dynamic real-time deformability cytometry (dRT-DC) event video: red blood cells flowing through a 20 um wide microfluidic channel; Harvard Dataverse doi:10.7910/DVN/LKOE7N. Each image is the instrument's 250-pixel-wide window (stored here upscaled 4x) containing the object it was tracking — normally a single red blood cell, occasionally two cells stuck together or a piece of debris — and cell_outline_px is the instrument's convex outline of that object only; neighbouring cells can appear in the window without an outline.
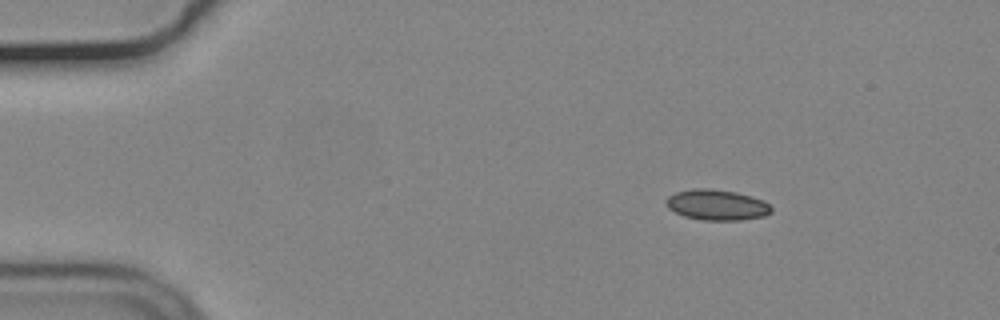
{"species": "common noctule bat (a hibernating species)", "species_latin": "Nyctalus noctula", "temperature_condition": "cold", "stored_images_in_passage": 48, "camera_frame_rate_fps": 3000, "um_per_image_px": 0.085, "animal": {"sex": "male", "body_mass_g": 19.2, "forearm_length_mm": 51.8}, "frame": {"image": 1, "passage_image": 1, "time_ms": 0.0, "image_size_px": [1000, 320], "cell_outline_px": [[772, 212], [764, 216], [740, 220], [704, 220], [684, 216], [668, 208], [664, 200], [668, 196], [676, 192], [692, 188], [712, 188], [736, 192], [752, 196], [764, 200], [772, 208]], "centroid_in_image_um": [60.93, 17.4], "position_along_channel_um": 24.1, "area_um2": 18.9}}
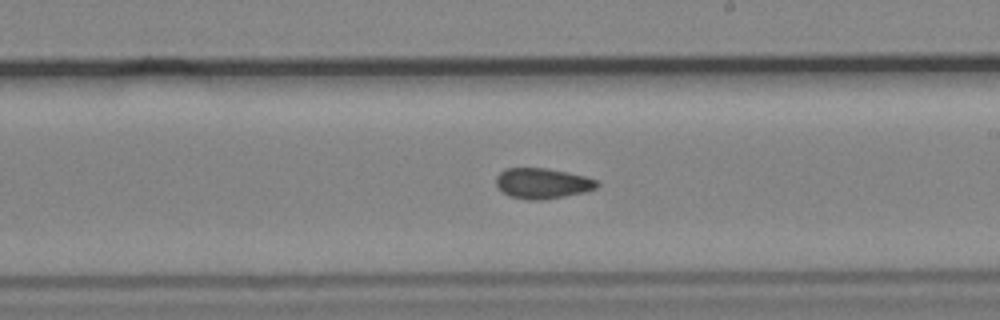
{"frame": {"image": 2, "passage_image": 25, "time_ms": 8.0, "image_size_px": [1000, 320], "cell_outline_px": [[600, 184], [596, 188], [584, 192], [564, 196], [540, 200], [528, 200], [508, 196], [496, 188], [496, 176], [504, 168], [544, 168], [568, 172], [584, 176], [596, 180]], "centroid_in_image_um": [46.06, 15.59], "position_along_channel_um": 242.9, "area_um2": 18.03}}
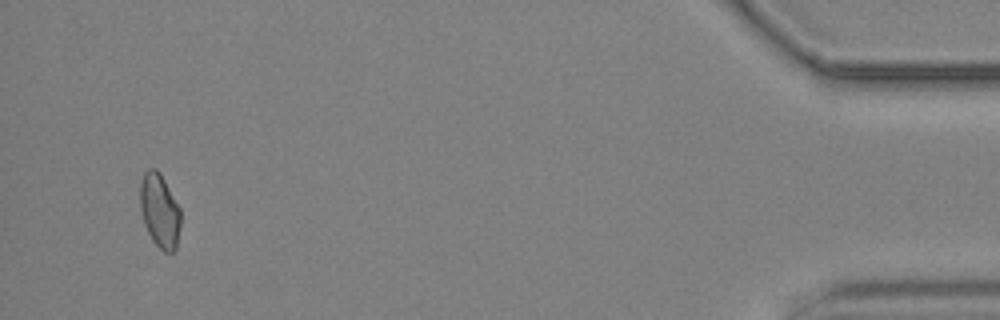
{"frame": {"image": 3, "passage_image": 46, "time_ms": 15.0, "image_size_px": [1000, 320], "cell_outline_px": [[180, 224], [176, 248], [172, 252], [164, 252], [152, 240], [144, 224], [140, 208], [140, 184], [144, 172], [148, 168], [156, 168], [160, 172], [180, 208]], "centroid_in_image_um": [13.56, 17.89], "position_along_channel_um": 421.6, "area_um2": 17.46}, "authors_computed_cell_mechanics": {"area_um2": 18.0336, "velocity_mm_per_s": 3.6979, "shape_relaxation_time_tau1_ms": null, "shape_relaxation_time_tau2_ms": 4.1966, "deformation_change_tau1": null, "deformation_change_tau2": 0.0789}}